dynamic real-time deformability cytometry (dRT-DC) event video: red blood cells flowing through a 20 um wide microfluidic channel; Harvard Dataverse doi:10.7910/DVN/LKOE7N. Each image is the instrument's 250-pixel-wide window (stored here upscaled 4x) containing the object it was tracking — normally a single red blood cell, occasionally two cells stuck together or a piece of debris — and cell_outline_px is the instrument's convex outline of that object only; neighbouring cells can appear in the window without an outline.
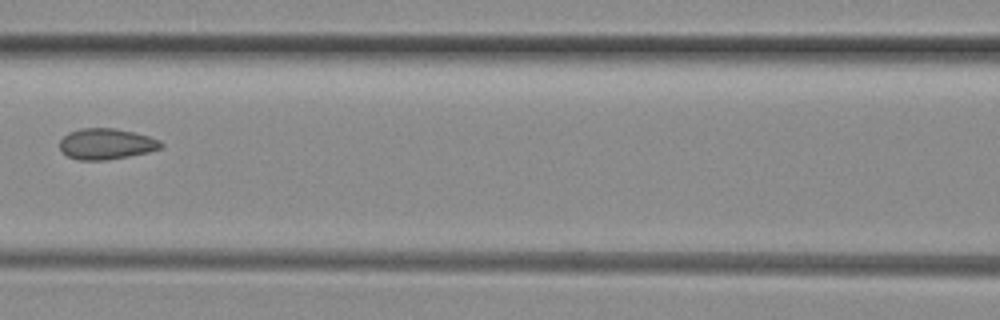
{"species": "common noctule bat (a hibernating species)", "species_latin": "Nyctalus noctula", "temperature_condition": "room temperature", "stored_images_in_passage": 6, "camera_frame_rate_fps": 3000, "um_per_image_px": 0.085, "animal": {"sex": "female", "body_mass_g": 29.2, "forearm_length_mm": 56.3}, "frame": {"image": 1, "passage_image": 6, "time_ms": 1.667, "image_size_px": [1000, 320], "cell_outline_px": [[164, 144], [160, 148], [148, 152], [128, 156], [104, 160], [80, 160], [68, 156], [60, 148], [60, 140], [68, 132], [80, 128], [116, 128], [148, 136], [160, 140]], "centroid_in_image_um": [9.03, 12.22], "position_along_channel_um": 157.6, "area_um2": 18.09}}